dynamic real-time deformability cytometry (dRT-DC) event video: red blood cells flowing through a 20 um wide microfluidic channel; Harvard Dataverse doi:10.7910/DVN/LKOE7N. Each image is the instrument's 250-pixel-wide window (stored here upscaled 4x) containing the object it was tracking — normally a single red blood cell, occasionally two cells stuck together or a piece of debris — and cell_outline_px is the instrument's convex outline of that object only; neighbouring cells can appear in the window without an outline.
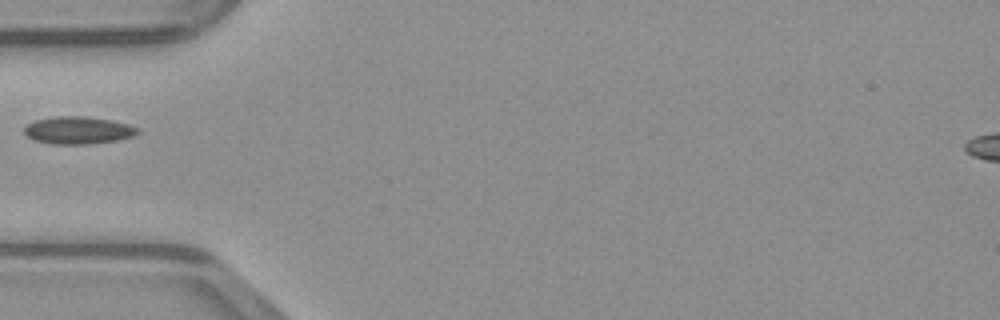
{"species": "common noctule bat (a hibernating species)", "species_latin": "Nyctalus noctula", "temperature_condition": "warm", "stored_images_in_passage": 33, "camera_frame_rate_fps": 3000, "um_per_image_px": 0.085, "animal": {"sex": "male", "body_mass_g": 23.1, "forearm_length_mm": 52.7}, "frame": {"image": 1, "passage_image": 1, "time_ms": 0.0, "image_size_px": [1000, 320], "cell_outline_px": [[140, 132], [132, 136], [116, 140], [92, 144], [52, 144], [36, 140], [28, 136], [24, 132], [24, 128], [28, 124], [36, 120], [56, 116], [84, 116], [112, 120], [128, 124], [140, 128]], "centroid_in_image_um": [6.68, 11.07], "position_along_channel_um": 78.3, "area_um2": 18.09}}
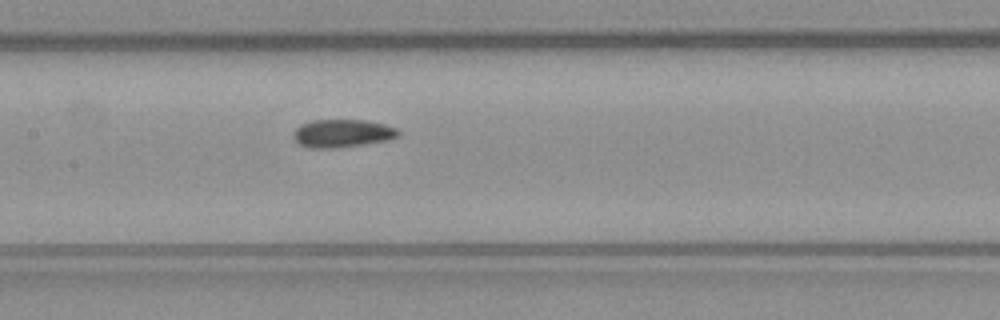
{"frame": {"image": 2, "passage_image": 8, "time_ms": 2.333, "image_size_px": [1000, 320], "cell_outline_px": [[400, 132], [396, 136], [388, 140], [336, 148], [308, 148], [300, 144], [292, 136], [292, 132], [300, 124], [312, 120], [364, 120], [384, 124], [396, 128]], "centroid_in_image_um": [29.05, 11.33], "position_along_channel_um": 178.4, "area_um2": 17.05}}
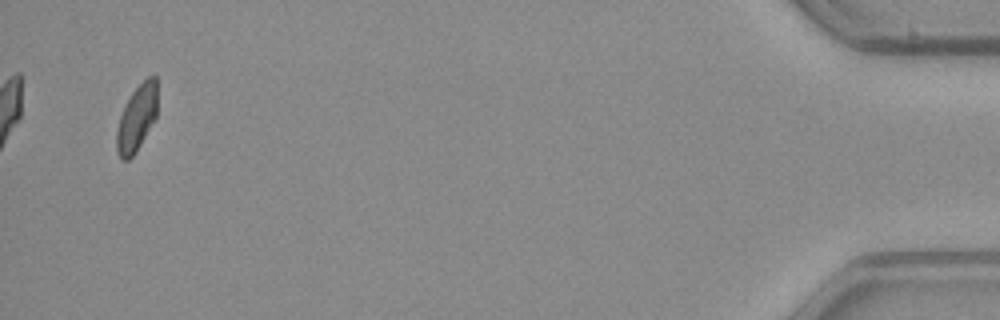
{"frame": {"image": 3, "passage_image": 32, "time_ms": 10.333, "image_size_px": [1000, 320], "cell_outline_px": [[156, 116], [136, 152], [128, 160], [120, 160], [116, 148], [116, 132], [120, 116], [132, 92], [148, 76], [156, 76]], "centroid_in_image_um": [11.6, 10.07], "position_along_channel_um": 423.6, "area_um2": 15.37}}